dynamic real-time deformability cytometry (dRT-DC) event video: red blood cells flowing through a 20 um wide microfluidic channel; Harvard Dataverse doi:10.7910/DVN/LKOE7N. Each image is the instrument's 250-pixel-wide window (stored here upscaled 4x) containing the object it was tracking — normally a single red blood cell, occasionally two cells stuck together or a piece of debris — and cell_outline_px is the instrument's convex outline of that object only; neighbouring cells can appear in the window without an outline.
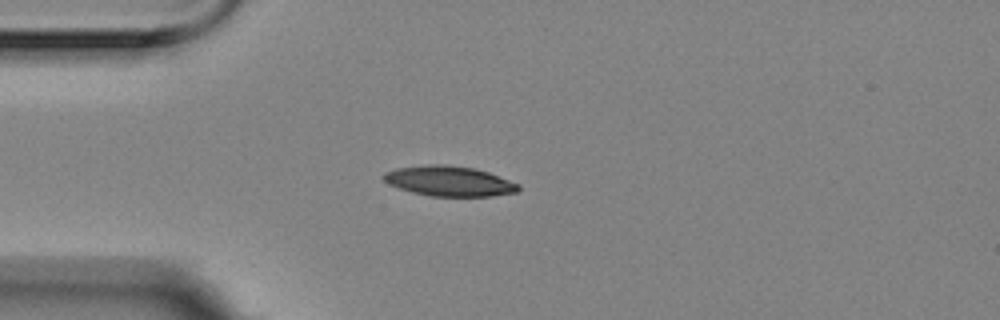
{"species": "Egyptian fruit bat (a non-hibernating species)", "species_latin": "Rousettus aegyptiacus", "temperature_condition": "room temperature", "stored_images_in_passage": 4, "camera_frame_rate_fps": 3000, "um_per_image_px": 0.085, "animal": {"sex": "female"}, "frame": {"image": 1, "passage_image": 4, "time_ms": 1.0, "image_size_px": [1000, 320], "cell_outline_px": [[520, 188], [516, 192], [492, 196], [432, 196], [412, 192], [388, 184], [380, 176], [384, 172], [396, 168], [428, 164], [444, 164], [472, 168], [488, 172], [520, 184]], "centroid_in_image_um": [38.15, 15.39], "position_along_channel_um": 46.8, "area_um2": 23.64}}